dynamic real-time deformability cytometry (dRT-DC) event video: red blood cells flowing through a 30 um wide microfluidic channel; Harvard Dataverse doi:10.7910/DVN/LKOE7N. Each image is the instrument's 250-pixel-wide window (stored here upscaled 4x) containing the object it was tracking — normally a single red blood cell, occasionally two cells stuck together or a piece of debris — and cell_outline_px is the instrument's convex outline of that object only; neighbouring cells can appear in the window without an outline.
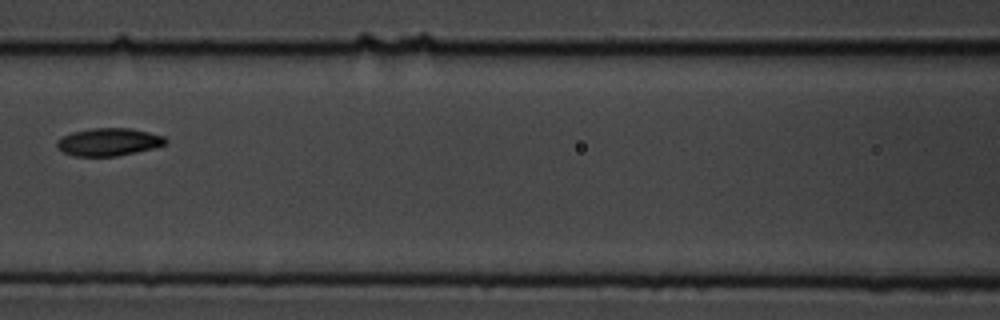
{"species": "common noctule bat (a hibernating species)", "species_latin": "Nyctalus noctula", "temperature_condition": "cold", "stored_images_in_passage": 9, "camera_frame_rate_fps": 3000, "um_per_image_px": 0.085, "animal": {"sex": "male", "body_mass_g": 19.5, "forearm_length_mm": 54.6}, "frame": {"image": 1, "passage_image": 7, "time_ms": 8.0, "image_size_px": [1000, 320], "cell_outline_px": [[168, 140], [164, 144], [152, 148], [136, 152], [116, 156], [72, 156], [64, 152], [56, 144], [56, 140], [72, 132], [92, 128], [132, 128], [164, 136]], "centroid_in_image_um": [9.23, 12.06], "position_along_channel_um": 157.4, "area_um2": 17.4}}
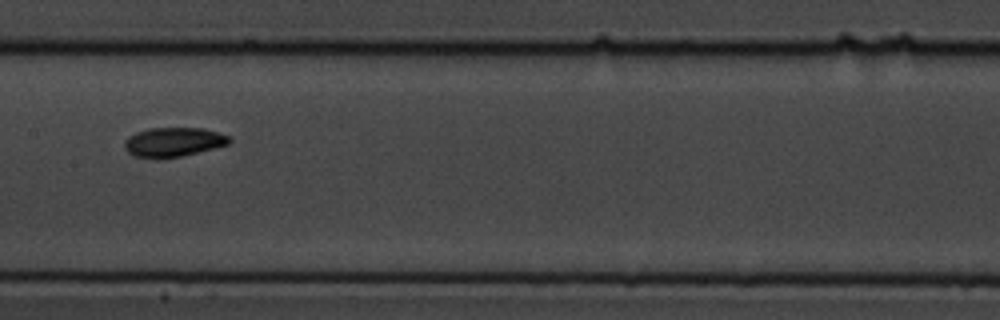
{"frame": {"image": 2, "passage_image": 8, "time_ms": 9.0, "image_size_px": [1000, 320], "cell_outline_px": [[232, 140], [228, 144], [180, 156], [132, 156], [124, 148], [124, 140], [128, 136], [136, 132], [148, 128], [204, 128], [228, 136]], "centroid_in_image_um": [14.71, 12.03], "position_along_channel_um": 192.7, "area_um2": 17.34}}
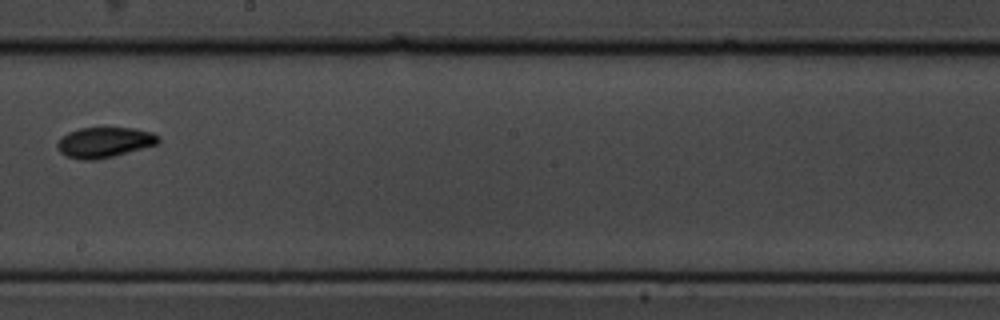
{"frame": {"image": 3, "passage_image": 9, "time_ms": 10.333, "image_size_px": [1000, 320], "cell_outline_px": [[160, 140], [156, 144], [112, 156], [92, 160], [84, 160], [68, 156], [60, 152], [56, 148], [56, 144], [68, 132], [80, 128], [136, 128], [152, 132], [160, 136]], "centroid_in_image_um": [8.88, 12.08], "position_along_channel_um": 239.3, "area_um2": 17.57}}